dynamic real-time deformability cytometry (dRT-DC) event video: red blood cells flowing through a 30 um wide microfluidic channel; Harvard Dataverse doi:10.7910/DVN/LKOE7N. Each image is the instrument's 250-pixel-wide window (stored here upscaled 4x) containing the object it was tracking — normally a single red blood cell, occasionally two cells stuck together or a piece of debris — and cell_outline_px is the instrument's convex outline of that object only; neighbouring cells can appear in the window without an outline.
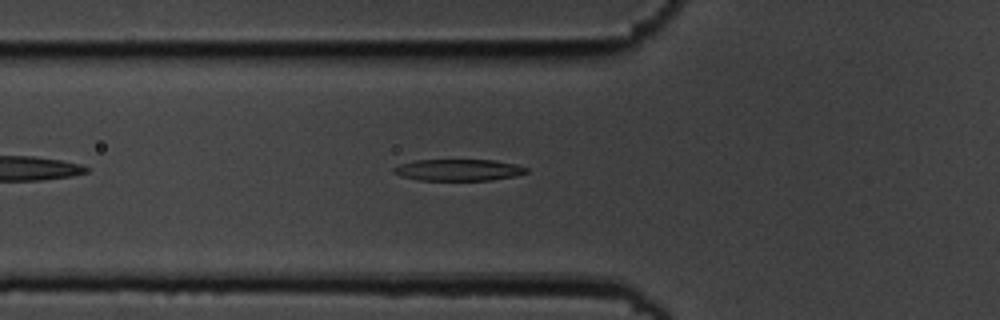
{"species": "common noctule bat (a hibernating species)", "species_latin": "Nyctalus noctula", "temperature_condition": "cold", "stored_images_in_passage": 40, "camera_frame_rate_fps": 3000, "um_per_image_px": 0.085, "animal": {"sex": "male", "body_mass_g": 19.5, "forearm_length_mm": 54.6}, "frame": {"image": 1, "passage_image": 7, "time_ms": 2.0, "image_size_px": [1000, 320], "cell_outline_px": [[528, 172], [516, 176], [492, 180], [416, 180], [400, 176], [392, 172], [392, 168], [400, 164], [416, 160], [496, 160], [516, 164], [528, 168]], "centroid_in_image_um": [38.97, 14.45], "position_along_channel_um": 86.8, "area_um2": 16.82}}
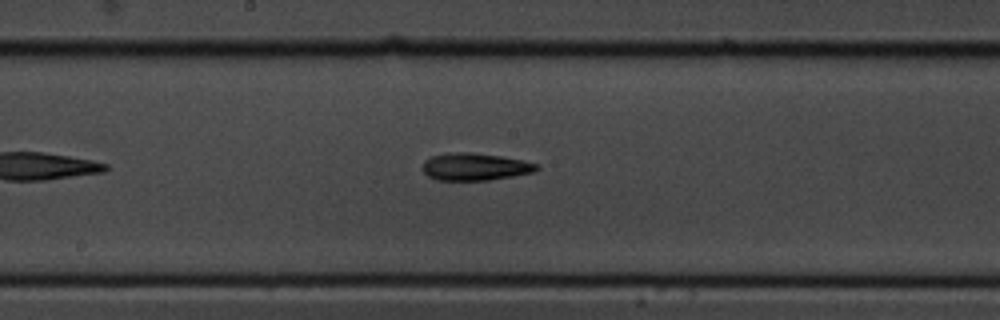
{"frame": {"image": 2, "passage_image": 17, "time_ms": 5.333, "image_size_px": [1000, 320], "cell_outline_px": [[540, 168], [536, 172], [488, 180], [436, 180], [428, 176], [420, 168], [424, 160], [432, 156], [448, 152], [472, 152], [500, 156], [524, 160], [540, 164]], "centroid_in_image_um": [40.38, 14.16], "position_along_channel_um": 207.8, "area_um2": 18.5}}
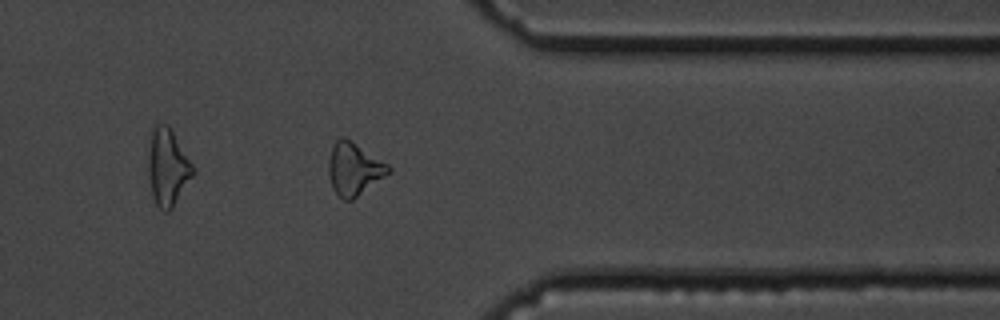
{"frame": {"image": 3, "passage_image": 32, "time_ms": 10.333, "image_size_px": [1000, 320], "cell_outline_px": [[392, 172], [352, 200], [344, 200], [332, 188], [328, 172], [328, 160], [332, 144], [340, 136], [344, 136], [388, 164], [392, 168]], "centroid_in_image_um": [30.09, 14.35], "position_along_channel_um": 381.3, "area_um2": 18.44}, "authors_computed_cell_mechanics": {"area_um2": 17.6579, "velocity_mm_per_s": 3.6097, "shape_relaxation_time_tau1_ms": 4.0762, "shape_relaxation_time_tau2_ms": 7.3759, "deformation_change_tau1": 0.1829, "deformation_change_tau2": 0.2009}}